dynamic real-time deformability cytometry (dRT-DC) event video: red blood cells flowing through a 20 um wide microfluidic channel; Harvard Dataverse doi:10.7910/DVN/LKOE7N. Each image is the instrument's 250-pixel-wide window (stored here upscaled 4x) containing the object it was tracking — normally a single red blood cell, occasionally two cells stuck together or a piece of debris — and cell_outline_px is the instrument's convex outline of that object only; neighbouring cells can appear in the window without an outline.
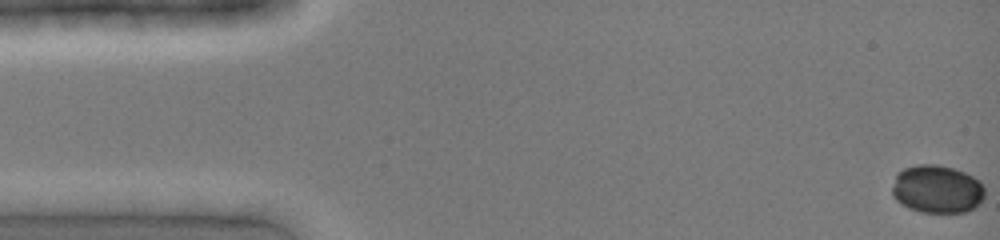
{"species": "common noctule bat (a hibernating species)", "species_latin": "Nyctalus noctula", "temperature_condition": "cold", "stored_images_in_passage": 27, "camera_frame_rate_fps": 3000, "um_per_image_px": 0.085, "animal": {"sex": "female", "body_mass_g": 19.0, "forearm_length_mm": 51.5}, "frame": {"image": 1, "passage_image": 1, "time_ms": 0.0, "image_size_px": [1000, 240], "cell_outline_px": [[984, 196], [980, 204], [964, 212], [920, 212], [908, 208], [900, 204], [892, 196], [892, 188], [896, 172], [904, 168], [916, 164], [936, 164], [952, 168], [964, 172], [980, 180], [984, 188]], "centroid_in_image_um": [79.62, 16.07], "position_along_channel_um": 5.4, "area_um2": 26.18}}
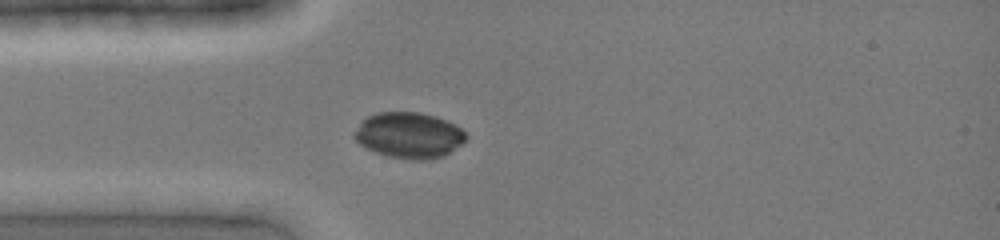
{"frame": {"image": 2, "passage_image": 12, "time_ms": 3.667, "image_size_px": [1000, 240], "cell_outline_px": [[468, 136], [460, 144], [444, 156], [424, 160], [412, 160], [388, 156], [376, 152], [360, 144], [352, 136], [360, 120], [376, 112], [416, 112], [436, 116], [448, 120], [456, 124]], "centroid_in_image_um": [34.74, 11.48], "position_along_channel_um": 50.3, "area_um2": 29.88}}
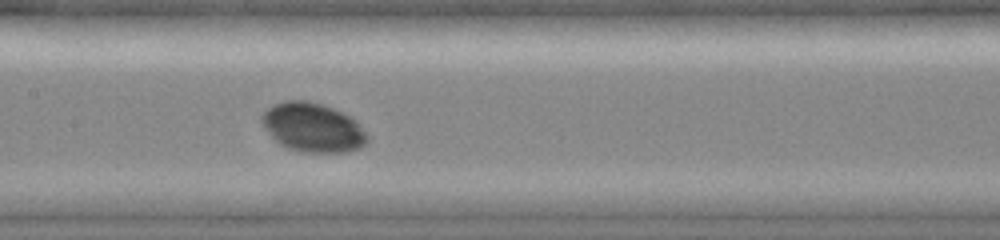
{"frame": {"image": 3, "passage_image": 21, "time_ms": 6.667, "image_size_px": [1000, 240], "cell_outline_px": [[368, 140], [364, 144], [348, 152], [308, 152], [288, 148], [280, 144], [264, 128], [260, 120], [260, 116], [268, 108], [276, 104], [288, 100], [304, 100], [320, 104], [332, 108], [356, 120], [368, 136]], "centroid_in_image_um": [26.57, 10.83], "position_along_channel_um": 180.8, "area_um2": 29.71}}